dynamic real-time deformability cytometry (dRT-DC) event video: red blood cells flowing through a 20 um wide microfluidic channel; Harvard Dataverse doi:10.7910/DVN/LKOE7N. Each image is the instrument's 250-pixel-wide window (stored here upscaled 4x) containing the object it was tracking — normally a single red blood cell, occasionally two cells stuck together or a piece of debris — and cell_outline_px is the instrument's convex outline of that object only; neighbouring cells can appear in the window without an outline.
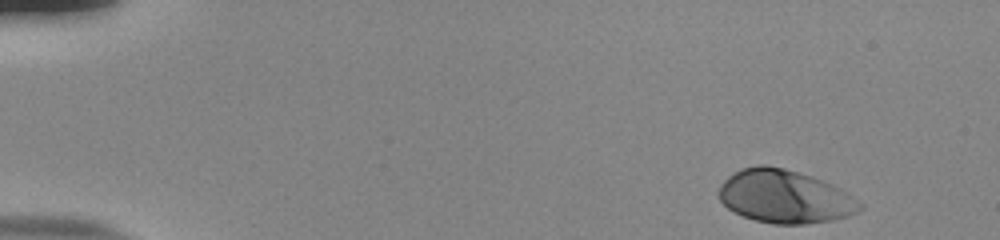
{"species": "human", "species_latin": "Homo sapiens", "temperature_condition": "room temperature", "stored_images_in_passage": 50, "camera_frame_rate_fps": 3000, "um_per_image_px": 0.085, "donor": {"sex": "male"}, "frame": {"image": 1, "passage_image": 1, "time_ms": 0.0, "image_size_px": [1000, 240], "cell_outline_px": [[864, 208], [856, 212], [832, 220], [804, 224], [772, 224], [756, 220], [744, 216], [728, 208], [720, 200], [716, 192], [724, 180], [728, 176], [740, 168], [756, 164], [764, 164], [784, 168], [812, 176], [832, 184], [852, 196], [864, 204]], "centroid_in_image_um": [66.68, 16.69], "position_along_channel_um": 18.3, "area_um2": 43.75}}
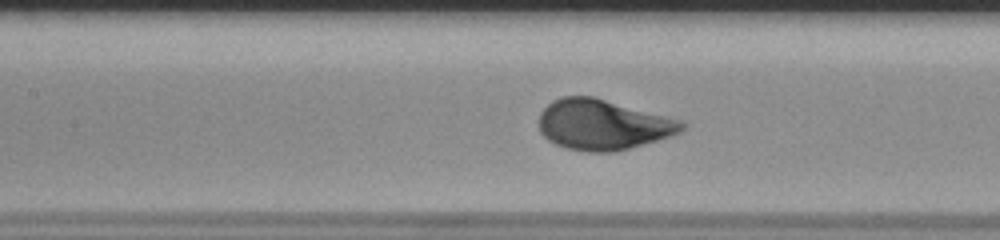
{"frame": {"image": 2, "passage_image": 22, "time_ms": 7.0, "image_size_px": [1000, 240], "cell_outline_px": [[688, 124], [680, 132], [656, 140], [616, 152], [588, 152], [568, 148], [556, 144], [548, 140], [540, 132], [540, 112], [552, 100], [560, 96], [592, 96], [680, 120]], "centroid_in_image_um": [51.21, 10.59], "position_along_channel_um": 156.2, "area_um2": 41.56}}
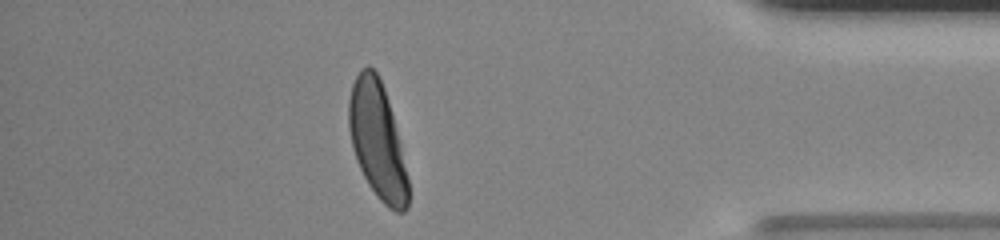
{"frame": {"image": 3, "passage_image": 44, "time_ms": 14.333, "image_size_px": [1000, 240], "cell_outline_px": [[408, 208], [404, 212], [396, 212], [388, 208], [376, 196], [368, 184], [356, 160], [352, 148], [348, 128], [348, 100], [352, 84], [360, 68], [368, 64], [376, 72], [384, 88], [388, 100], [400, 144], [408, 176]], "centroid_in_image_um": [32.05, 11.94], "position_along_channel_um": 403.1, "area_um2": 40.34}, "authors_computed_cell_mechanics": {"area_um2": 41.5582, "velocity_mm_per_s": 3.7949, "shape_relaxation_time_tau1_ms": 2.0311, "shape_relaxation_time_tau2_ms": null, "deformation_change_tau1": 0.1707, "deformation_change_tau2": null}}